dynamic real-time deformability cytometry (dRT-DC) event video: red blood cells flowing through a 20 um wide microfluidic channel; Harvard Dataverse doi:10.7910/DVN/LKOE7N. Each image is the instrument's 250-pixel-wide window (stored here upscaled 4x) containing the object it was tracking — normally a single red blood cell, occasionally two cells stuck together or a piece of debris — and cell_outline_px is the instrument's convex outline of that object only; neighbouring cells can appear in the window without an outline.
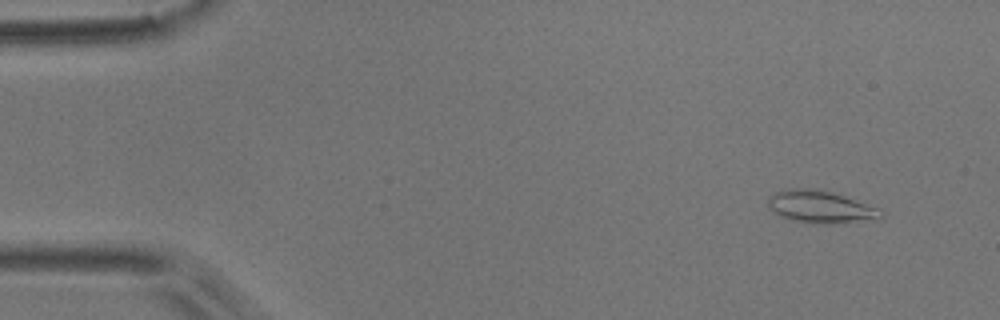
{"species": "common noctule bat (a hibernating species)", "species_latin": "Nyctalus noctula", "temperature_condition": "room temperature", "stored_images_in_passage": 4, "camera_frame_rate_fps": 3000, "um_per_image_px": 0.085, "animal": {"sex": "male", "body_mass_g": 17.9}, "frame": {"image": 1, "passage_image": 1, "time_ms": 0.0, "image_size_px": [1000, 320], "cell_outline_px": [[884, 216], [880, 220], [832, 224], [812, 224], [792, 220], [780, 216], [768, 208], [768, 196], [772, 192], [788, 188], [808, 188], [832, 192], [880, 208]], "centroid_in_image_um": [69.76, 17.6], "position_along_channel_um": 15.2, "area_um2": 21.85}}